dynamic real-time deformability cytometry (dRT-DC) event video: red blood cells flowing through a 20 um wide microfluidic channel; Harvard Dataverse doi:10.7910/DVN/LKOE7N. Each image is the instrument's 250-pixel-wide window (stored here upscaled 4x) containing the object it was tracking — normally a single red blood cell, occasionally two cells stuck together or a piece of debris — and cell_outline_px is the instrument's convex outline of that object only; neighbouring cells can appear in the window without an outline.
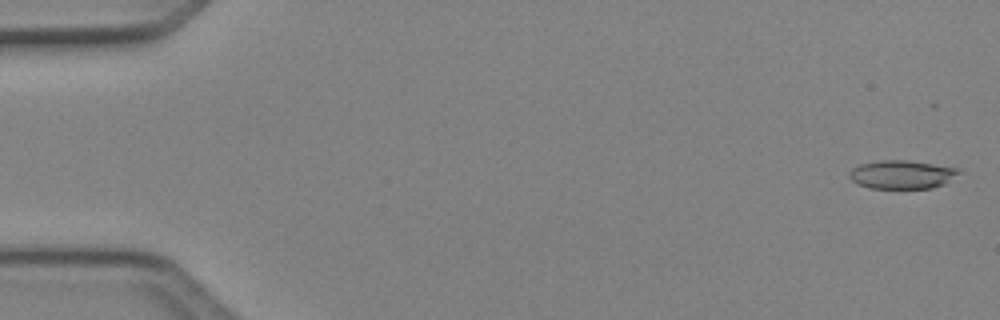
{"species": "Egyptian fruit bat (a non-hibernating species)", "species_latin": "Rousettus aegyptiacus", "temperature_condition": "cold", "stored_images_in_passage": 5, "camera_frame_rate_fps": 3000, "um_per_image_px": 0.085, "animal": {"sex": "female"}, "frame": {"image": 1, "passage_image": 1, "time_ms": 0.0, "image_size_px": [1000, 320], "cell_outline_px": [[964, 172], [944, 184], [932, 188], [868, 188], [856, 184], [848, 176], [848, 172], [852, 168], [860, 164], [880, 160], [908, 160], [960, 168]], "centroid_in_image_um": [76.68, 14.83], "position_along_channel_um": 8.3, "area_um2": 18.5}}
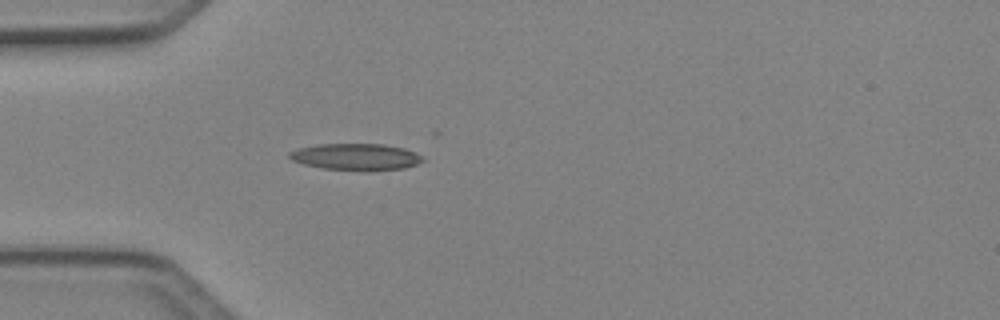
{"frame": {"image": 2, "passage_image": 5, "time_ms": 1.333, "image_size_px": [1000, 320], "cell_outline_px": [[424, 160], [416, 164], [404, 168], [324, 168], [304, 164], [292, 160], [288, 156], [288, 152], [300, 148], [316, 144], [384, 144], [404, 148], [416, 152]], "centroid_in_image_um": [30.22, 13.28], "position_along_channel_um": 54.8, "area_um2": 19.71}}